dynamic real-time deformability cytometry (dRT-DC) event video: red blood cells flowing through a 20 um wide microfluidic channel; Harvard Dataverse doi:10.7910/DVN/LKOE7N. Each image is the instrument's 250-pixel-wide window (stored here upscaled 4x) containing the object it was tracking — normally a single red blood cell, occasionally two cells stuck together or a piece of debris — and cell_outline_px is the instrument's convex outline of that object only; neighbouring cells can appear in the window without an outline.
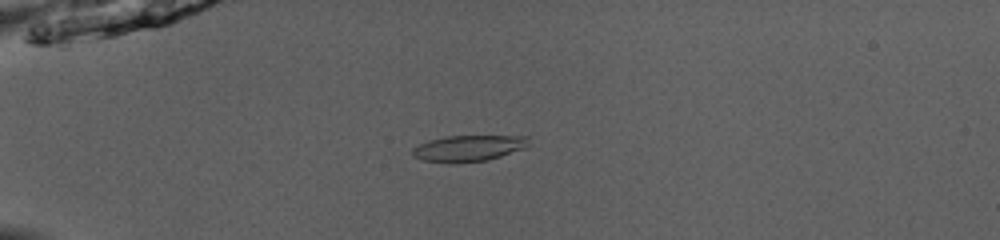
{"species": "common noctule bat (a hibernating species)", "species_latin": "Nyctalus noctula", "temperature_condition": "room temperature", "stored_images_in_passage": 52, "camera_frame_rate_fps": 3000, "um_per_image_px": 0.085, "animal": {"sex": "male", "body_mass_g": 13.0, "forearm_length_mm": 53.1}, "frame": {"image": 1, "passage_image": 16, "time_ms": 5.0, "image_size_px": [1000, 240], "cell_outline_px": [[532, 144], [524, 148], [500, 156], [484, 160], [452, 164], [420, 160], [412, 156], [412, 148], [428, 140], [444, 136], [528, 136]], "centroid_in_image_um": [39.79, 12.6], "position_along_channel_um": 45.2, "area_um2": 17.92}}
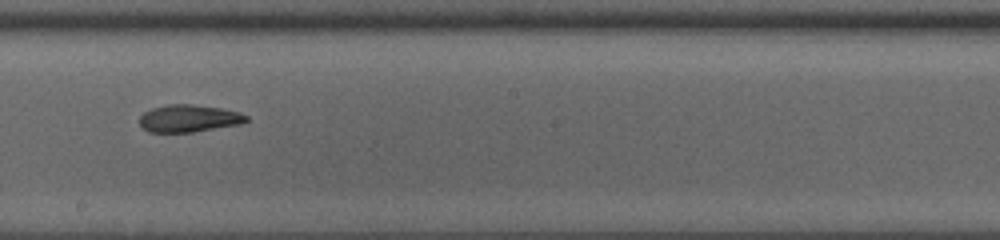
{"frame": {"image": 2, "passage_image": 32, "time_ms": 10.333, "image_size_px": [1000, 240], "cell_outline_px": [[248, 120], [240, 124], [192, 132], [148, 132], [140, 124], [140, 116], [144, 112], [152, 108], [168, 104], [192, 104], [220, 108], [240, 112], [248, 116]], "centroid_in_image_um": [16.05, 10.06], "position_along_channel_um": 232.1, "area_um2": 16.94}}
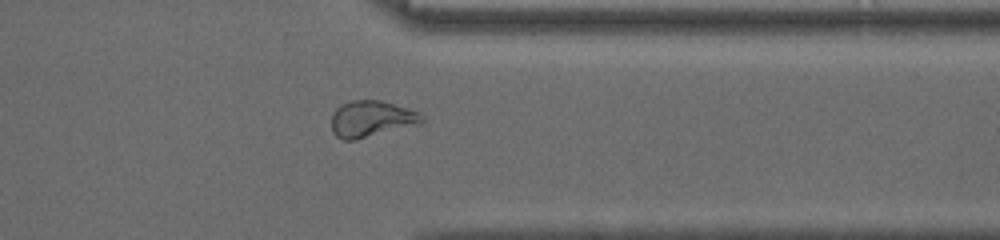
{"frame": {"image": 3, "passage_image": 43, "time_ms": 14.0, "image_size_px": [1000, 240], "cell_outline_px": [[424, 120], [420, 124], [352, 140], [344, 140], [336, 136], [332, 132], [332, 112], [340, 104], [352, 100], [380, 100], [416, 112], [424, 116]], "centroid_in_image_um": [31.52, 10.1], "position_along_channel_um": 379.9, "area_um2": 18.84}, "authors_computed_cell_mechanics": {"area_um2": 18.0336, "velocity_mm_per_s": 4.0654, "shape_relaxation_time_tau1_ms": 10.1211, "shape_relaxation_time_tau2_ms": 3.0574, "deformation_change_tau1": 0.2531, "deformation_change_tau2": 0.105}}